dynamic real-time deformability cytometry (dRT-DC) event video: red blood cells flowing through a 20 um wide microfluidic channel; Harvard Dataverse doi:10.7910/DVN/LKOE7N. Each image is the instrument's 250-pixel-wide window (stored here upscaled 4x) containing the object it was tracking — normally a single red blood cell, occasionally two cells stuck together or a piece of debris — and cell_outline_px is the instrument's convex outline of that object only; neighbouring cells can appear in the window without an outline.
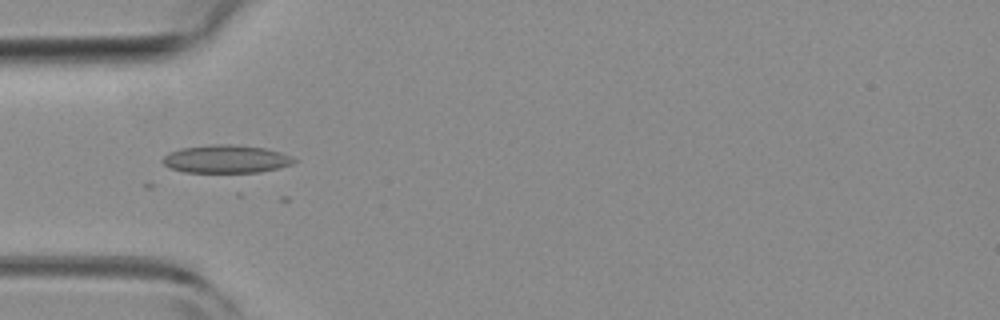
{"species": "common noctule bat (a hibernating species)", "species_latin": "Nyctalus noctula", "temperature_condition": "room temperature", "stored_images_in_passage": 5, "camera_frame_rate_fps": 3000, "um_per_image_px": 0.085, "animal": {"sex": "female", "body_mass_g": 19.3, "forearm_length_mm": 54.1}, "frame": {"image": 1, "passage_image": 5, "time_ms": 1.333, "image_size_px": [1000, 320], "cell_outline_px": [[300, 160], [292, 164], [260, 172], [240, 176], [236, 176], [184, 172], [168, 168], [160, 160], [168, 152], [180, 148], [212, 144], [232, 144], [264, 148], [280, 152]], "centroid_in_image_um": [19.19, 13.57], "position_along_channel_um": 65.8, "area_um2": 22.72}}